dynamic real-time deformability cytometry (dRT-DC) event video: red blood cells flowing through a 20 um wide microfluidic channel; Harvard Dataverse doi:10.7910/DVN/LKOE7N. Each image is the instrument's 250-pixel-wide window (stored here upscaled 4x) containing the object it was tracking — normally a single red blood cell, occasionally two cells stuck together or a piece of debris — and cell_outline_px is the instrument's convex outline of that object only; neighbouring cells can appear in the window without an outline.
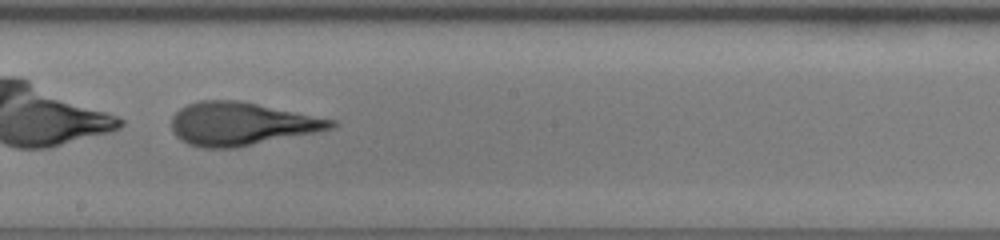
{"species": "human", "species_latin": "Homo sapiens", "temperature_condition": "room temperature", "stored_images_in_passage": 30, "camera_frame_rate_fps": 3000, "um_per_image_px": 0.085, "donor": {"sex": "female"}, "frame": {"image": 1, "passage_image": 18, "time_ms": 5.667, "image_size_px": [1000, 240], "cell_outline_px": [[340, 124], [336, 128], [236, 148], [204, 148], [188, 144], [180, 140], [172, 132], [172, 116], [180, 108], [188, 104], [200, 100], [240, 100], [336, 120]], "centroid_in_image_um": [20.52, 10.53], "position_along_channel_um": 227.7, "area_um2": 40.34}, "authors_computed_cell_mechanics": {"area_um2": 39.9687, "velocity_mm_per_s": 4.3304, "shape_relaxation_time_tau1_ms": 2.0878, "shape_relaxation_time_tau2_ms": 1.4221, "deformation_change_tau1": 0.2918, "deformation_change_tau2": 0.0803}}